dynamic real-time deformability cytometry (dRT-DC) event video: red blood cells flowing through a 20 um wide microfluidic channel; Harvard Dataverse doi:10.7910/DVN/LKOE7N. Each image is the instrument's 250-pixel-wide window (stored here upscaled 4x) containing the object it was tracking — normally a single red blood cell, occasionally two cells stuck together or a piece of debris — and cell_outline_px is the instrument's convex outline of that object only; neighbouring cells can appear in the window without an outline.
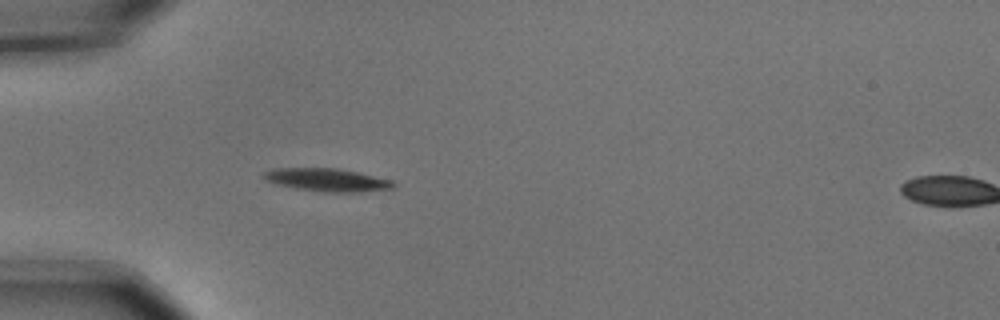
{"species": "common noctule bat (a hibernating species)", "species_latin": "Nyctalus noctula", "temperature_condition": "cold", "stored_images_in_passage": 2, "segment_of_instrument_passage": [1, 2], "camera_frame_rate_fps": 3000, "um_per_image_px": 0.085, "animal": {"sex": "male", "body_mass_g": 15.6}, "frame": {"image": 1, "passage_image": 1, "time_ms": 0.0, "image_size_px": [1000, 320], "cell_outline_px": [[396, 184], [392, 188], [360, 192], [324, 192], [296, 188], [276, 184], [264, 180], [260, 176], [260, 172], [272, 168], [336, 168], [356, 172], [392, 180]], "centroid_in_image_um": [27.7, 15.28], "position_along_channel_um": 57.3, "area_um2": 17.46}}